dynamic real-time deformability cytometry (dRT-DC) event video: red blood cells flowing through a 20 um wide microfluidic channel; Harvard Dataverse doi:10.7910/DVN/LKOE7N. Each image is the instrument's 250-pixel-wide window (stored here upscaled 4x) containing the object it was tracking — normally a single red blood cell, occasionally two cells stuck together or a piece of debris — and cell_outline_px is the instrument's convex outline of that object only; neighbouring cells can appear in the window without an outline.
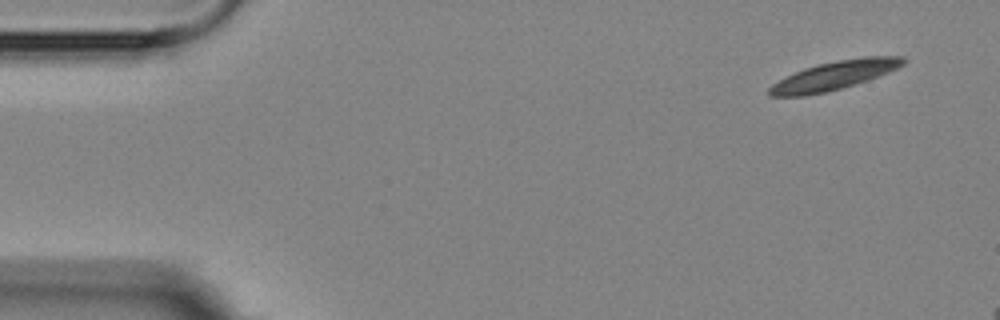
{"species": "Egyptian fruit bat (a non-hibernating species)", "species_latin": "Rousettus aegyptiacus", "temperature_condition": "room temperature", "stored_images_in_passage": 3, "camera_frame_rate_fps": 3000, "um_per_image_px": 0.085, "animal": {"sex": "female"}, "frame": {"image": 1, "passage_image": 1, "time_ms": 0.0, "image_size_px": [1000, 320], "cell_outline_px": [[908, 60], [904, 64], [888, 72], [868, 80], [828, 92], [804, 96], [768, 96], [768, 88], [772, 84], [784, 76], [804, 68], [816, 64], [864, 56], [904, 56]], "centroid_in_image_um": [70.89, 6.41], "position_along_channel_um": 14.1, "area_um2": 22.54}}